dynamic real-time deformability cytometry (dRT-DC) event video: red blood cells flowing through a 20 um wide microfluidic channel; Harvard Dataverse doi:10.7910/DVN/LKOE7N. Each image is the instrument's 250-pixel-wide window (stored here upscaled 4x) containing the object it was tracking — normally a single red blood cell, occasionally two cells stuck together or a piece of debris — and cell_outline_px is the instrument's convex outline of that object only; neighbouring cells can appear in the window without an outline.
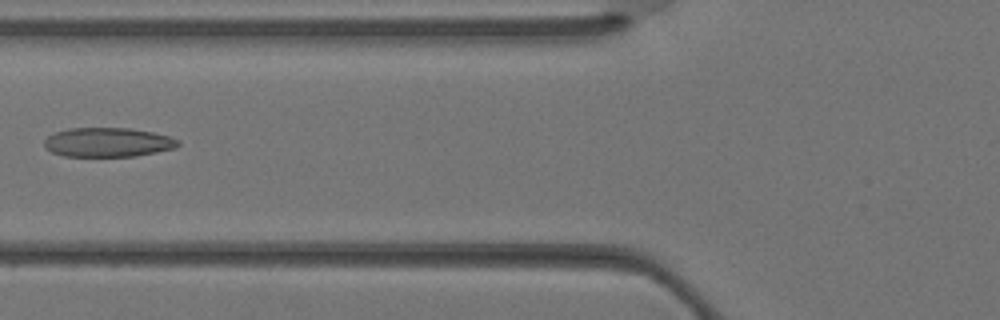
{"species": "Egyptian fruit bat (a non-hibernating species)", "species_latin": "Rousettus aegyptiacus", "temperature_condition": "warm", "stored_images_in_passage": 4, "camera_frame_rate_fps": 3000, "um_per_image_px": 0.085, "animal": {"sex": "female"}, "frame": {"image": 1, "passage_image": 4, "time_ms": 1.0, "image_size_px": [1000, 320], "cell_outline_px": [[180, 144], [176, 148], [136, 156], [64, 156], [52, 152], [44, 144], [44, 140], [48, 136], [56, 132], [68, 128], [132, 128], [152, 132], [168, 136], [180, 140]], "centroid_in_image_um": [9.2, 12.09], "position_along_channel_um": 116.6, "area_um2": 22.77}}